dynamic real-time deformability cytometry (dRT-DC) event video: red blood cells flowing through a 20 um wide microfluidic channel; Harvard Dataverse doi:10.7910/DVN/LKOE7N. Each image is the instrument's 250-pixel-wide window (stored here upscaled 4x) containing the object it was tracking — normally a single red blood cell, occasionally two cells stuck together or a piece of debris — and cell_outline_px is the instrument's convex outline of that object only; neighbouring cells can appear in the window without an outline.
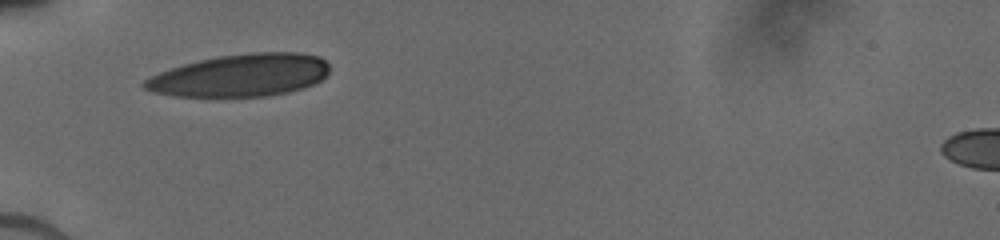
{"species": "human", "species_latin": "Homo sapiens", "temperature_condition": "cold", "stored_images_in_passage": 10, "camera_frame_rate_fps": 3000, "um_per_image_px": 0.085, "donor": {"sex": "male"}, "frame": {"image": 1, "passage_image": 1, "time_ms": 0.0, "image_size_px": [1000, 240], "cell_outline_px": [[328, 72], [320, 80], [304, 88], [288, 92], [268, 96], [172, 96], [152, 92], [144, 88], [140, 84], [144, 80], [160, 72], [184, 64], [200, 60], [220, 56], [252, 52], [300, 52], [320, 56], [328, 64]], "centroid_in_image_um": [20.45, 6.4], "position_along_channel_um": 64.6, "area_um2": 45.66}}
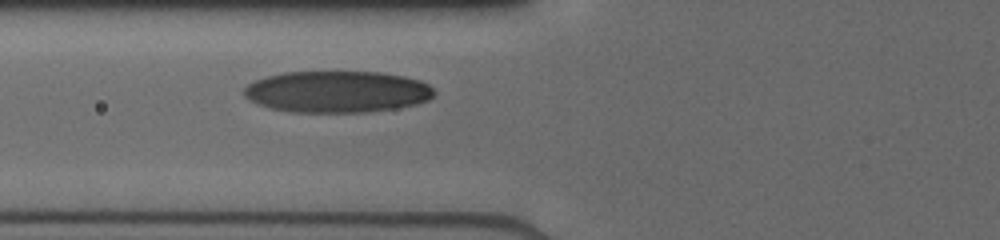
{"frame": {"image": 2, "passage_image": 6, "time_ms": 1.0, "image_size_px": [1000, 240], "cell_outline_px": [[436, 92], [428, 100], [396, 108], [364, 112], [292, 112], [272, 108], [248, 100], [244, 96], [244, 88], [248, 84], [256, 80], [268, 76], [284, 72], [380, 72], [404, 76], [420, 80], [428, 84]], "centroid_in_image_um": [28.65, 7.79], "position_along_channel_um": 97.1, "area_um2": 45.89}}
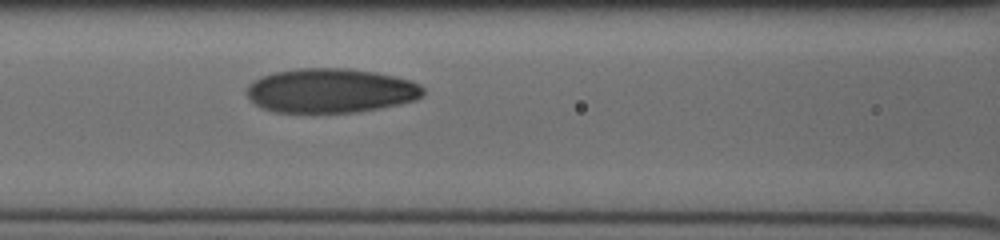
{"frame": {"image": 3, "passage_image": 10, "time_ms": 2.0, "image_size_px": [1000, 240], "cell_outline_px": [[424, 92], [420, 96], [412, 100], [396, 104], [376, 108], [352, 112], [276, 112], [264, 108], [256, 104], [244, 92], [248, 84], [252, 80], [276, 72], [296, 68], [348, 68], [376, 72], [408, 80], [420, 84], [424, 88]], "centroid_in_image_um": [28.05, 7.69], "position_along_channel_um": 138.5, "area_um2": 45.14}}